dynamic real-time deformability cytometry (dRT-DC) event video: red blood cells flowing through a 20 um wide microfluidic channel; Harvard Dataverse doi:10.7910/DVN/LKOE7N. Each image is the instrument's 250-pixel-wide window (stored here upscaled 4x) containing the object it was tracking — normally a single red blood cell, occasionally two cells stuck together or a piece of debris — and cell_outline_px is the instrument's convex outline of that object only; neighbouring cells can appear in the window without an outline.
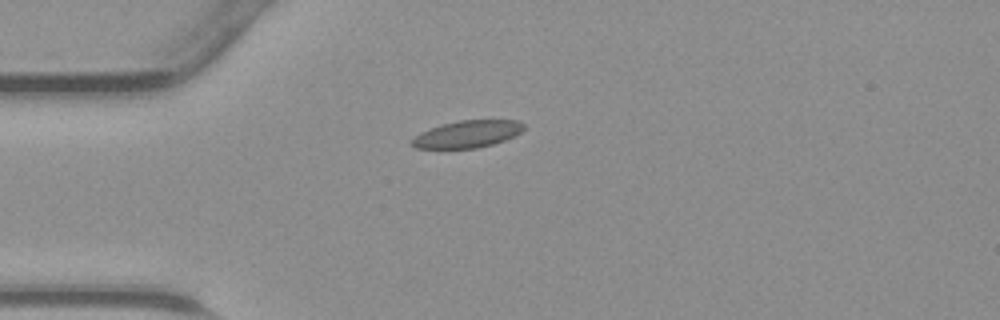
{"species": "common noctule bat (a hibernating species)", "species_latin": "Nyctalus noctula", "temperature_condition": "warm", "stored_images_in_passage": 35, "camera_frame_rate_fps": 3000, "um_per_image_px": 0.085, "animal": {"sex": "male", "body_mass_g": 23.1, "forearm_length_mm": 52.7}, "frame": {"image": 1, "passage_image": 1, "time_ms": 0.0, "image_size_px": [1000, 320], "cell_outline_px": [[524, 128], [520, 132], [504, 140], [492, 144], [476, 148], [416, 148], [412, 144], [412, 140], [420, 132], [440, 124], [460, 120], [520, 120], [524, 124]], "centroid_in_image_um": [39.73, 11.38], "position_along_channel_um": 45.3, "area_um2": 17.51}}
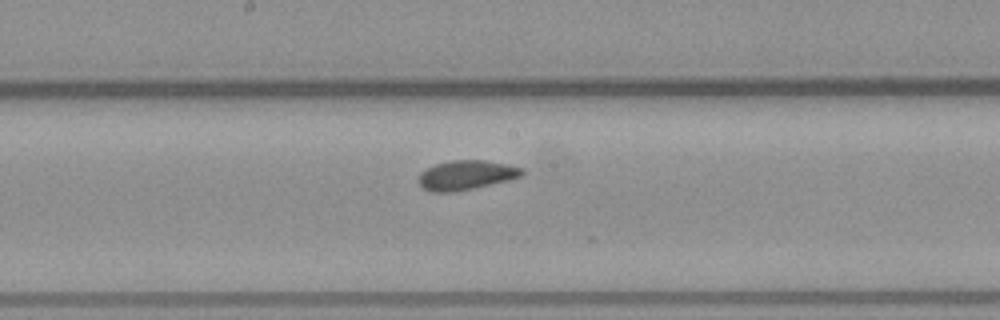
{"frame": {"image": 2, "passage_image": 13, "time_ms": 4.0, "image_size_px": [1000, 320], "cell_outline_px": [[524, 172], [520, 176], [508, 180], [472, 188], [452, 192], [432, 192], [424, 188], [420, 184], [420, 172], [436, 164], [452, 160], [484, 160], [508, 164], [524, 168]], "centroid_in_image_um": [39.65, 14.87], "position_along_channel_um": 208.6, "area_um2": 17.46}}
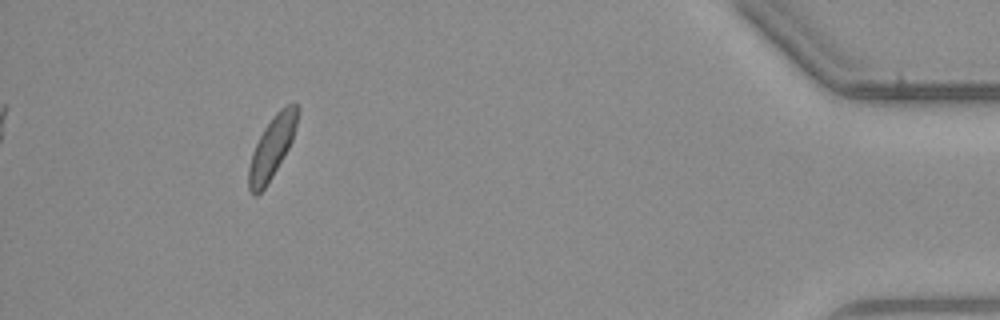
{"frame": {"image": 3, "passage_image": 31, "time_ms": 10.0, "image_size_px": [1000, 320], "cell_outline_px": [[300, 112], [292, 140], [288, 148], [272, 176], [264, 188], [256, 196], [252, 196], [248, 188], [248, 168], [252, 152], [264, 128], [276, 112], [280, 108], [288, 104], [296, 104], [300, 108]], "centroid_in_image_um": [23.11, 12.52], "position_along_channel_um": 412.1, "area_um2": 17.46}}